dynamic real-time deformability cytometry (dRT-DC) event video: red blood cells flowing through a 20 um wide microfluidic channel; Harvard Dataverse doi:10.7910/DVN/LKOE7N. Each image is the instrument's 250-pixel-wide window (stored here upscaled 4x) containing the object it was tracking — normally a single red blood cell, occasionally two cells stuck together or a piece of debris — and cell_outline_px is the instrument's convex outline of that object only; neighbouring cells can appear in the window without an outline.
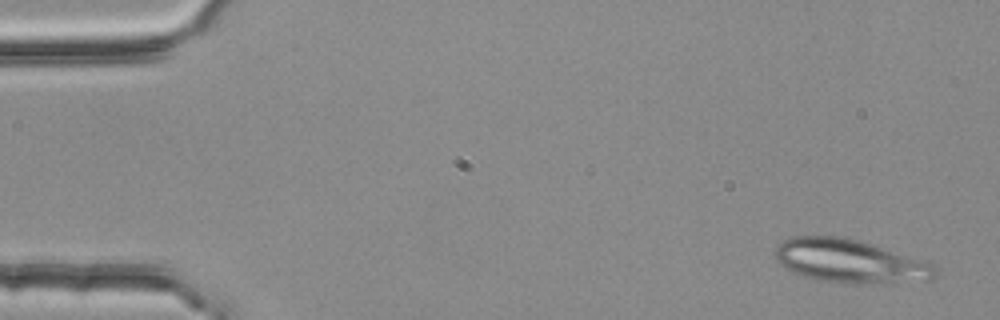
{"species": "common noctule bat (a hibernating species)", "species_latin": "Nyctalus noctula", "temperature_condition": "room temperature", "stored_images_in_passage": 5, "camera_frame_rate_fps": 3000, "um_per_image_px": 0.085, "animal": {"sex": "female", "body_mass_g": 25.1}, "frame": {"image": 1, "passage_image": 1, "time_ms": 0.0, "image_size_px": [1000, 320], "cell_outline_px": [[940, 276], [928, 280], [852, 284], [844, 284], [824, 280], [808, 276], [796, 272], [780, 264], [776, 260], [776, 244], [784, 240], [796, 236], [836, 236], [856, 240], [872, 244], [928, 260], [936, 264]], "centroid_in_image_um": [72.35, 22.19], "position_along_channel_um": 12.6, "area_um2": 40.46}}